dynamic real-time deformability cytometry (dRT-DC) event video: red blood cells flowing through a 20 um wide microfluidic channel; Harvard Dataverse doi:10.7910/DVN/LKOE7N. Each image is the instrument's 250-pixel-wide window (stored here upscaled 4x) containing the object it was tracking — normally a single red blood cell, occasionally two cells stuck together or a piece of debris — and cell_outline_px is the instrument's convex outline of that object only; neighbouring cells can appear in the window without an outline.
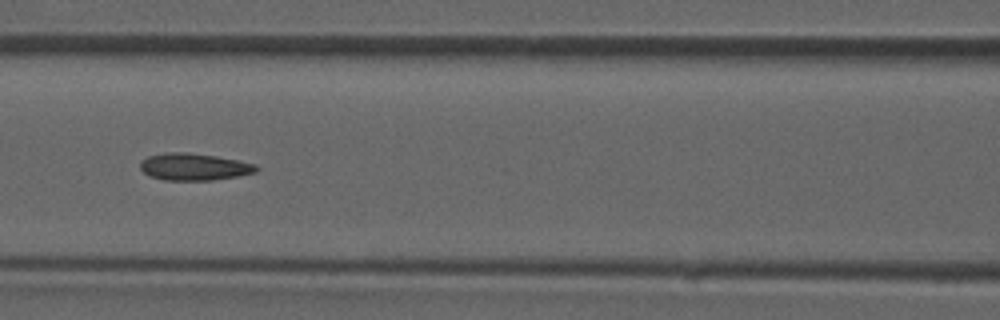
{"species": "common noctule bat (a hibernating species)", "species_latin": "Nyctalus noctula", "temperature_condition": "room temperature", "stored_images_in_passage": 35, "camera_frame_rate_fps": 3000, "um_per_image_px": 0.085, "animal": {"sex": "male", "forearm_length_mm": 52.5}, "frame": {"image": 1, "passage_image": 10, "time_ms": 3.0, "image_size_px": [1000, 320], "cell_outline_px": [[260, 168], [256, 172], [236, 176], [212, 180], [164, 180], [148, 176], [140, 168], [140, 160], [148, 156], [164, 152], [188, 152], [216, 156], [256, 164]], "centroid_in_image_um": [16.46, 14.17], "position_along_channel_um": 150.1, "area_um2": 18.38}}